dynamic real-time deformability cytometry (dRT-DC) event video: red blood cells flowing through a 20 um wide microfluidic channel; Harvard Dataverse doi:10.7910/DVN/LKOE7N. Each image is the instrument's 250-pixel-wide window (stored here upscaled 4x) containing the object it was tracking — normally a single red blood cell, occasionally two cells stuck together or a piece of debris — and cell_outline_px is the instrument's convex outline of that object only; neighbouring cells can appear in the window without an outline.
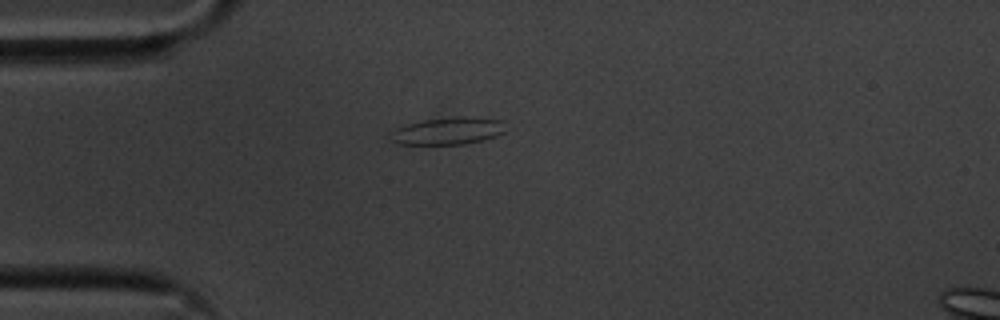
{"species": "common noctule bat (a hibernating species)", "species_latin": "Nyctalus noctula", "temperature_condition": "cold", "stored_images_in_passage": 42, "camera_frame_rate_fps": 3000, "um_per_image_px": 0.085, "animal": {"sex": "male", "body_mass_g": 20.1, "forearm_length_mm": 53.5}, "frame": {"image": 1, "passage_image": 1, "time_ms": 0.0, "image_size_px": [1000, 320], "cell_outline_px": [[504, 132], [496, 136], [484, 140], [464, 144], [400, 144], [388, 140], [388, 136], [396, 128], [408, 124], [424, 120], [452, 116], [464, 116], [504, 120]], "centroid_in_image_um": [38.07, 11.13], "position_along_channel_um": 46.9, "area_um2": 18.44}}
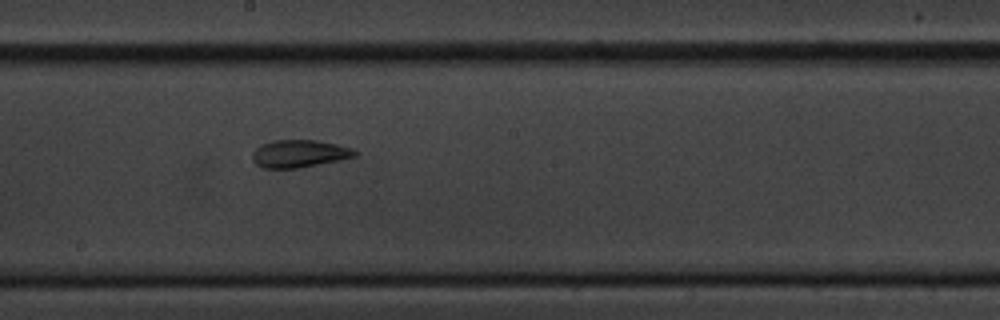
{"frame": {"image": 2, "passage_image": 17, "time_ms": 5.333, "image_size_px": [1000, 320], "cell_outline_px": [[356, 156], [340, 160], [300, 168], [264, 168], [256, 164], [252, 160], [252, 152], [260, 144], [272, 140], [316, 140], [336, 144], [352, 148], [356, 152]], "centroid_in_image_um": [25.41, 13.06], "position_along_channel_um": 222.8, "area_um2": 16.53}}
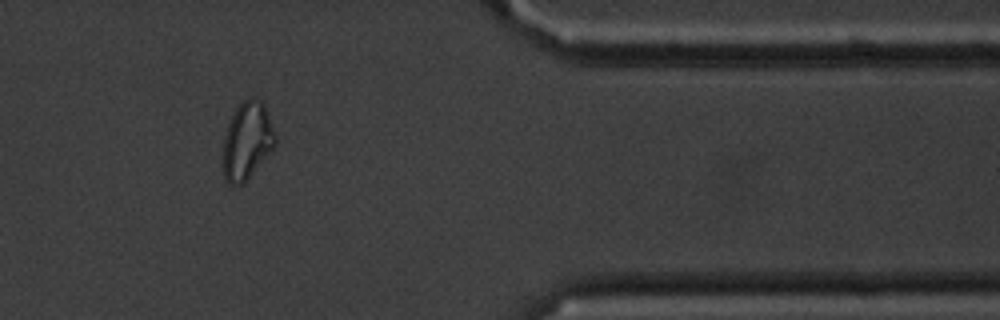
{"frame": {"image": 3, "passage_image": 33, "time_ms": 10.667, "image_size_px": [1000, 320], "cell_outline_px": [[276, 144], [244, 184], [228, 184], [224, 180], [224, 136], [228, 124], [236, 108], [244, 100], [252, 96], [260, 100], [264, 104], [276, 136]], "centroid_in_image_um": [21.01, 11.97], "position_along_channel_um": 390.4, "area_um2": 23.29}, "authors_computed_cell_mechanics": {"area_um2": 16.5019, "velocity_mm_per_s": 3.5613, "shape_relaxation_time_tau1_ms": null, "shape_relaxation_time_tau2_ms": 3.5359, "deformation_change_tau1": null, "deformation_change_tau2": 0.103}}